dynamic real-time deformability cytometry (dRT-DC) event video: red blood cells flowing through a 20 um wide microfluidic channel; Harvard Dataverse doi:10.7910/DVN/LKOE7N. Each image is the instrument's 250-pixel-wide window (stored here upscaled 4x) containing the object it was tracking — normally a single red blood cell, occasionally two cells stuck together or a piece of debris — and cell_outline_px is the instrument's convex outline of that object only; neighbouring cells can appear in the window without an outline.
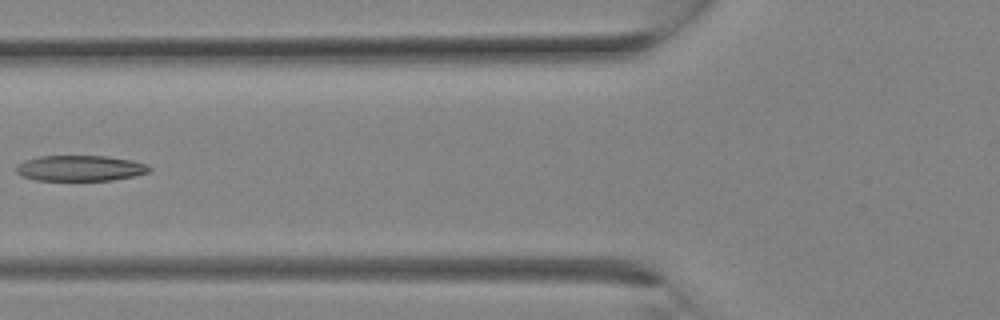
{"species": "Egyptian fruit bat (a non-hibernating species)", "species_latin": "Rousettus aegyptiacus", "temperature_condition": "room temperature", "stored_images_in_passage": 14, "camera_frame_rate_fps": 3000, "um_per_image_px": 0.085, "animal": {"sex": "female"}, "frame": {"image": 1, "passage_image": 10, "time_ms": 3.0, "image_size_px": [1000, 320], "cell_outline_px": [[152, 168], [148, 172], [132, 176], [112, 180], [36, 180], [20, 176], [16, 172], [16, 164], [24, 160], [40, 156], [104, 156], [132, 160], [148, 164]], "centroid_in_image_um": [6.78, 14.29], "position_along_channel_um": 119.0, "area_um2": 19.94}}
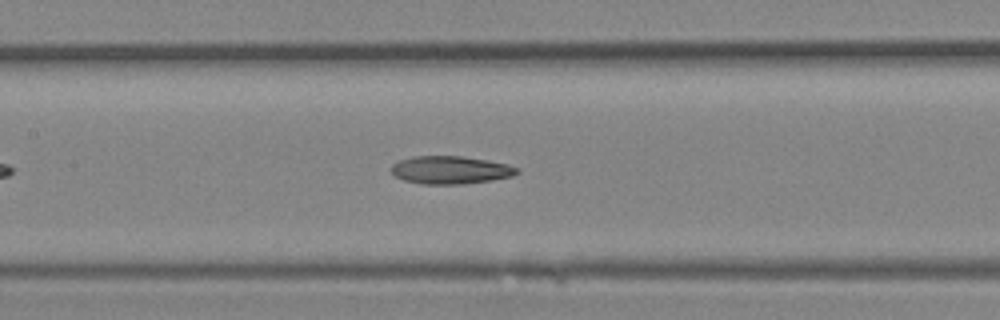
{"frame": {"image": 2, "passage_image": 12, "time_ms": 3.667, "image_size_px": [1000, 320], "cell_outline_px": [[520, 172], [512, 176], [492, 180], [464, 184], [420, 184], [404, 180], [396, 176], [392, 172], [392, 164], [400, 160], [412, 156], [460, 156], [488, 160], [508, 164], [520, 168]], "centroid_in_image_um": [38.32, 14.45], "position_along_channel_um": 169.1, "area_um2": 20.52}}
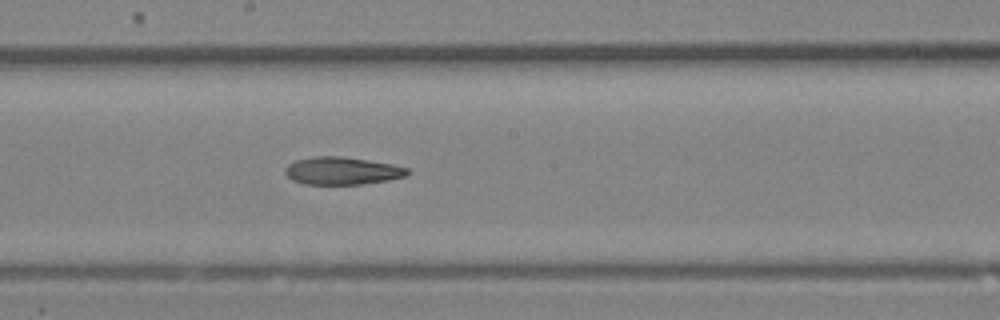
{"frame": {"image": 3, "passage_image": 14, "time_ms": 4.333, "image_size_px": [1000, 320], "cell_outline_px": [[408, 172], [404, 176], [388, 180], [360, 184], [304, 184], [292, 180], [284, 172], [284, 168], [288, 164], [296, 160], [312, 156], [340, 156], [368, 160], [392, 164], [408, 168]], "centroid_in_image_um": [29.03, 14.51], "position_along_channel_um": 219.2, "area_um2": 19.59}}